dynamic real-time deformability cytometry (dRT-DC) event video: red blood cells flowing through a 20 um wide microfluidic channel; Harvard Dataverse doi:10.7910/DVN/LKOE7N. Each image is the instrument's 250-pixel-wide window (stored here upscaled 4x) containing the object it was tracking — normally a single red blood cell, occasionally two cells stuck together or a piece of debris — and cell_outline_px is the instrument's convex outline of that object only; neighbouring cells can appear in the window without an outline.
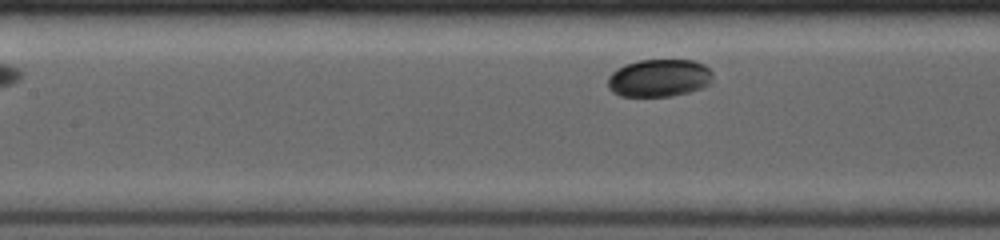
{"species": "common noctule bat (a hibernating species)", "species_latin": "Nyctalus noctula", "temperature_condition": "room temperature", "stored_images_in_passage": 7, "segment_of_instrument_passage": [2, 2], "camera_frame_rate_fps": 4000, "um_per_image_px": 0.085, "animal": {"sex": "female", "body_mass_g": 19.0, "forearm_length_mm": 53.3}, "frame": {"image": 1, "passage_image": 7, "time_ms": 4.5, "image_size_px": [1000, 240], "cell_outline_px": [[712, 84], [688, 92], [672, 96], [620, 96], [612, 92], [608, 88], [608, 76], [616, 68], [624, 64], [640, 60], [696, 60], [704, 64], [712, 72]], "centroid_in_image_um": [56.02, 6.62], "position_along_channel_um": 151.4, "area_um2": 23.29}}